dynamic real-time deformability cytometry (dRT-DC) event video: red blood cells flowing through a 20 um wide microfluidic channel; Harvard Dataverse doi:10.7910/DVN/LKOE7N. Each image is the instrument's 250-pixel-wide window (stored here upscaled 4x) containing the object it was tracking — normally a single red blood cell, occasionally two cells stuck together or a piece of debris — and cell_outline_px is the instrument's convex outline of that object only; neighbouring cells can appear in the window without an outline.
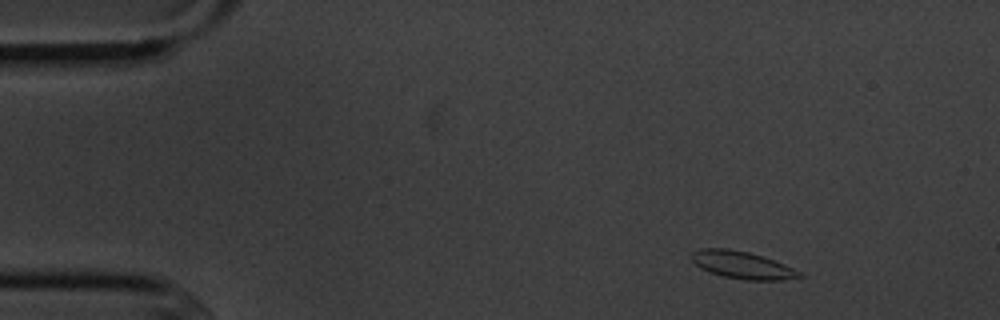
{"species": "common noctule bat (a hibernating species)", "species_latin": "Nyctalus noctula", "temperature_condition": "cold", "stored_images_in_passage": 7, "camera_frame_rate_fps": 3000, "um_per_image_px": 0.085, "animal": {"sex": "male", "body_mass_g": 20.1, "forearm_length_mm": 53.5}, "frame": {"image": 1, "passage_image": 1, "time_ms": 0.0, "image_size_px": [1000, 320], "cell_outline_px": [[804, 276], [784, 280], [748, 280], [724, 276], [708, 272], [700, 268], [688, 256], [692, 252], [700, 248], [728, 248], [748, 252], [764, 256], [784, 264], [800, 272]], "centroid_in_image_um": [63.05, 22.51], "position_along_channel_um": 21.9, "area_um2": 17.28}}
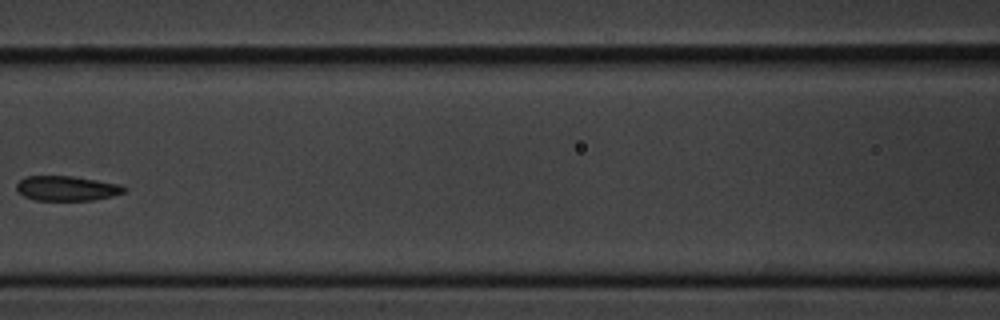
{"frame": {"image": 2, "passage_image": 6, "time_ms": 6.0, "image_size_px": [1000, 320], "cell_outline_px": [[128, 188], [124, 192], [112, 196], [92, 200], [36, 200], [24, 196], [16, 188], [16, 184], [24, 176], [72, 176], [120, 184]], "centroid_in_image_um": [5.68, 16.0], "position_along_channel_um": 160.9, "area_um2": 15.49}}
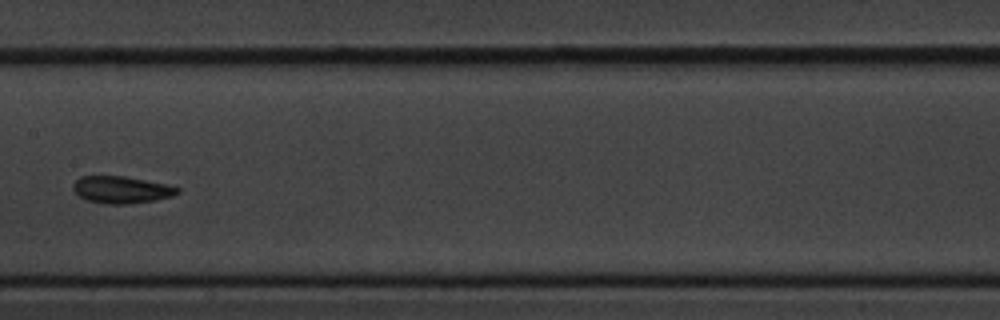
{"frame": {"image": 3, "passage_image": 7, "time_ms": 7.0, "image_size_px": [1000, 320], "cell_outline_px": [[180, 192], [172, 196], [156, 200], [128, 204], [104, 204], [84, 200], [72, 188], [72, 184], [80, 176], [124, 176], [164, 184], [180, 188]], "centroid_in_image_um": [10.29, 16.14], "position_along_channel_um": 197.1, "area_um2": 16.47}}